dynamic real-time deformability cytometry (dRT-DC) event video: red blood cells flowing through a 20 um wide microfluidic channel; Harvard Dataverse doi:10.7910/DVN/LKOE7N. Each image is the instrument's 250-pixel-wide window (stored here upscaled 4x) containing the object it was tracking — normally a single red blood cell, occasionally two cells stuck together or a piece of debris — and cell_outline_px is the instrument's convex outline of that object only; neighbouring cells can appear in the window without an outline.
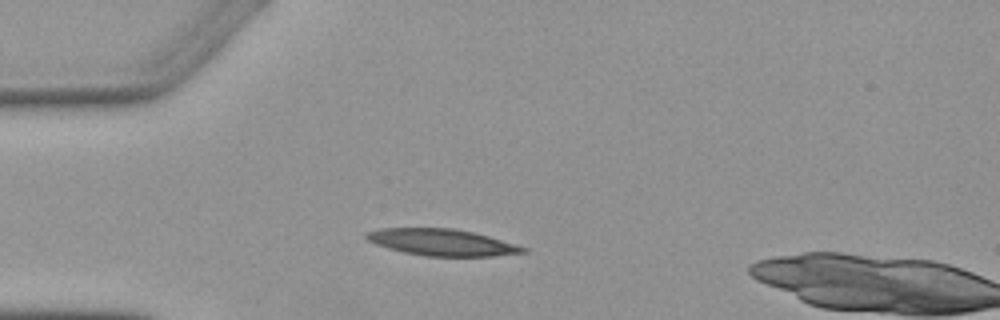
{"species": "Egyptian fruit bat (a non-hibernating species)", "species_latin": "Rousettus aegyptiacus", "temperature_condition": "warm", "stored_images_in_passage": 4, "camera_frame_rate_fps": 3000, "um_per_image_px": 0.085, "animal": {"sex": "female"}, "frame": {"image": 1, "passage_image": 3, "time_ms": 2.667, "image_size_px": [1000, 320], "cell_outline_px": [[528, 252], [492, 256], [424, 256], [404, 252], [388, 248], [376, 244], [368, 240], [364, 236], [364, 232], [380, 228], [452, 228], [472, 232], [488, 236], [528, 248]], "centroid_in_image_um": [37.53, 20.59], "position_along_channel_um": 47.5, "area_um2": 24.22}}